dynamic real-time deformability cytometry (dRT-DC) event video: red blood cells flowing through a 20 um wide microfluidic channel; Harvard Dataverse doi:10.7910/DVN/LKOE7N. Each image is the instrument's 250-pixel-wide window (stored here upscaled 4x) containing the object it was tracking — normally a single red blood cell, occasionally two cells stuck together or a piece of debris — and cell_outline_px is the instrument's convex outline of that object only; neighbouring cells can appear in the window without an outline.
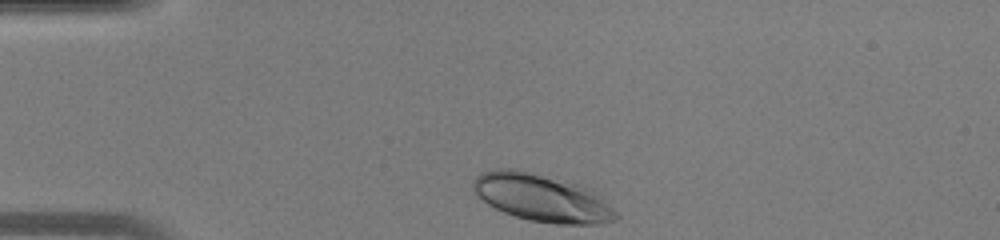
{"species": "human", "species_latin": "Homo sapiens", "temperature_condition": "warm", "stored_images_in_passage": 28, "camera_frame_rate_fps": 3000, "um_per_image_px": 0.085, "donor": {"sex": "male"}, "frame": {"image": 1, "passage_image": 1, "time_ms": 0.0, "image_size_px": [1000, 240], "cell_outline_px": [[620, 216], [616, 220], [596, 224], [556, 224], [528, 220], [504, 212], [488, 204], [472, 188], [472, 180], [480, 172], [496, 168], [520, 168], [592, 188]], "centroid_in_image_um": [46.05, 16.79], "position_along_channel_um": 38.9, "area_um2": 39.77}}
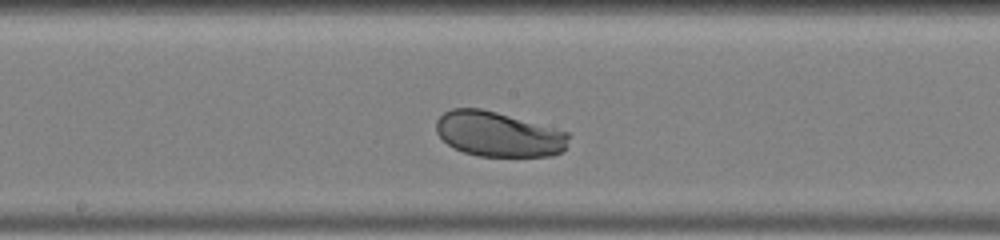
{"frame": {"image": 2, "passage_image": 15, "time_ms": 4.667, "image_size_px": [1000, 240], "cell_outline_px": [[568, 136], [564, 148], [560, 152], [552, 156], [476, 156], [464, 152], [448, 144], [436, 132], [436, 120], [444, 112], [452, 108], [480, 108], [496, 112], [568, 132]], "centroid_in_image_um": [42.32, 11.4], "position_along_channel_um": 205.9, "area_um2": 34.33}}
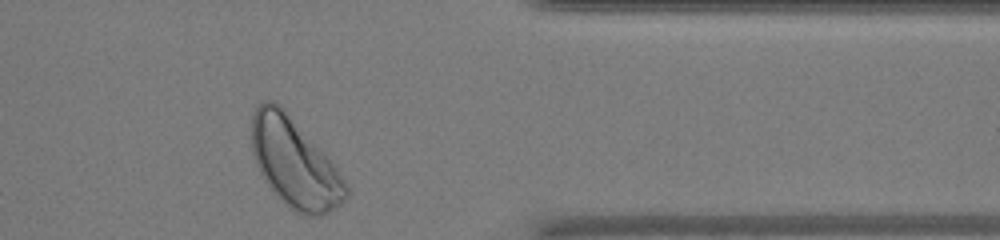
{"frame": {"image": 3, "passage_image": 28, "time_ms": 9.0, "image_size_px": [1000, 240], "cell_outline_px": [[348, 196], [336, 208], [320, 216], [308, 216], [296, 212], [264, 180], [256, 164], [252, 152], [252, 112], [256, 104], [264, 100], [272, 100], [280, 104], [284, 108], [324, 152], [344, 180], [348, 188]], "centroid_in_image_um": [25.02, 13.8], "position_along_channel_um": 386.4, "area_um2": 48.49}}